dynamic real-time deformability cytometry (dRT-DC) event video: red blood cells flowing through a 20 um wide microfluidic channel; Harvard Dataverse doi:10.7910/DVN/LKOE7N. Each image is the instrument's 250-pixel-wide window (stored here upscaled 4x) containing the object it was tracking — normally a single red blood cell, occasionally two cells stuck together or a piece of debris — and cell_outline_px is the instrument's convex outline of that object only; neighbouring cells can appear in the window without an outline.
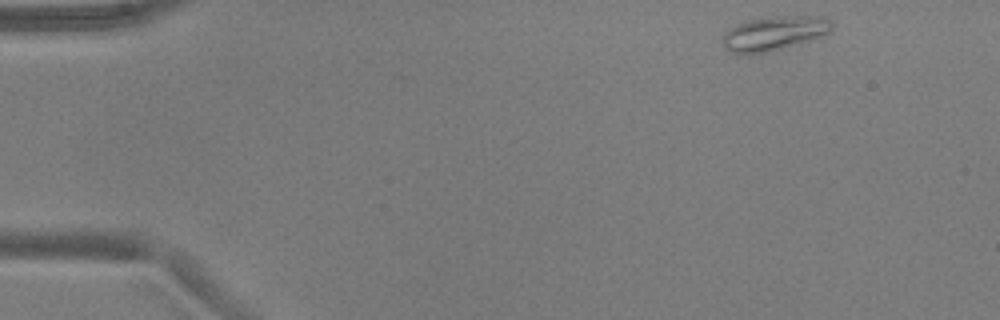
{"species": "common noctule bat (a hibernating species)", "species_latin": "Nyctalus noctula", "temperature_condition": "warm", "stored_images_in_passage": 47, "camera_frame_rate_fps": 3000, "um_per_image_px": 0.085, "animal": {"sex": "male", "body_mass_g": 17.9, "forearm_length_mm": 54.2}, "frame": {"image": 1, "passage_image": 1, "time_ms": 0.0, "image_size_px": [1000, 320], "cell_outline_px": [[832, 28], [828, 32], [780, 48], [748, 56], [736, 56], [724, 48], [724, 32], [748, 20], [796, 16], [820, 16], [828, 20], [832, 24]], "centroid_in_image_um": [65.69, 2.87], "position_along_channel_um": 19.3, "area_um2": 20.92}}
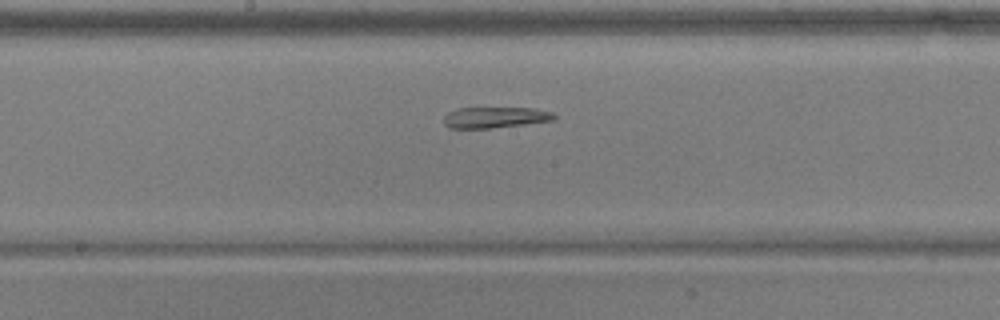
{"frame": {"image": 2, "passage_image": 23, "time_ms": 7.333, "image_size_px": [1000, 320], "cell_outline_px": [[556, 120], [492, 128], [448, 128], [444, 124], [444, 116], [448, 112], [456, 108], [532, 108], [552, 112], [556, 116]], "centroid_in_image_um": [42.07, 9.98], "position_along_channel_um": 206.1, "area_um2": 13.53}}
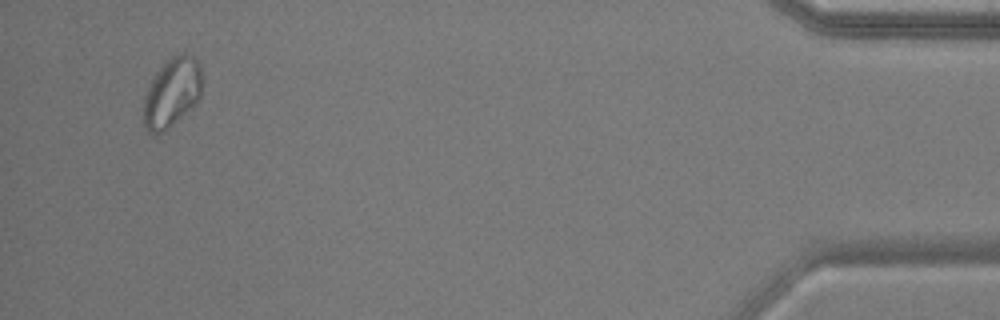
{"frame": {"image": 3, "passage_image": 45, "time_ms": 14.667, "image_size_px": [1000, 320], "cell_outline_px": [[200, 96], [164, 132], [148, 132], [144, 128], [144, 96], [148, 84], [156, 72], [172, 56], [184, 52], [192, 56], [200, 64]], "centroid_in_image_um": [14.57, 7.83], "position_along_channel_um": 420.6, "area_um2": 22.89}, "authors_computed_cell_mechanics": {"area_um2": 18.207, "velocity_mm_per_s": 3.8987, "shape_relaxation_time_tau1_ms": null, "shape_relaxation_time_tau2_ms": 3.3596, "deformation_change_tau1": null, "deformation_change_tau2": 0.1297}}